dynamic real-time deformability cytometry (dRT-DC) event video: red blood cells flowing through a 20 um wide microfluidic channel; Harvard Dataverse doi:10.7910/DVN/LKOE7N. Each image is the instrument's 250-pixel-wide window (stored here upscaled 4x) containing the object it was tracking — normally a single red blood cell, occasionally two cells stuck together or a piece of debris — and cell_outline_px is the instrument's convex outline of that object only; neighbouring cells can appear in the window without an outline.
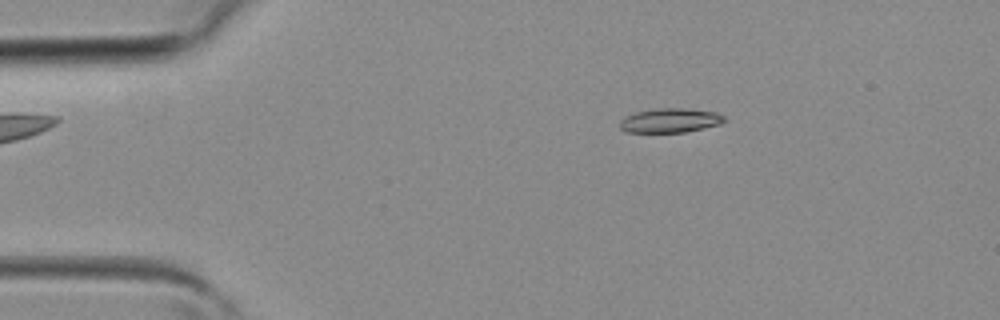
{"species": "common noctule bat (a hibernating species)", "species_latin": "Nyctalus noctula", "temperature_condition": "room temperature", "stored_images_in_passage": 2, "camera_frame_rate_fps": 3000, "um_per_image_px": 0.085, "animal": {"sex": "female", "body_mass_g": 19.3, "forearm_length_mm": 54.1}, "frame": {"image": 1, "passage_image": 1, "time_ms": 0.0, "image_size_px": [1000, 320], "cell_outline_px": [[724, 120], [720, 124], [684, 132], [628, 132], [620, 128], [620, 120], [624, 116], [636, 112], [656, 108], [684, 108], [716, 112], [724, 116]], "centroid_in_image_um": [56.93, 10.23], "position_along_channel_um": 28.1, "area_um2": 14.68}}